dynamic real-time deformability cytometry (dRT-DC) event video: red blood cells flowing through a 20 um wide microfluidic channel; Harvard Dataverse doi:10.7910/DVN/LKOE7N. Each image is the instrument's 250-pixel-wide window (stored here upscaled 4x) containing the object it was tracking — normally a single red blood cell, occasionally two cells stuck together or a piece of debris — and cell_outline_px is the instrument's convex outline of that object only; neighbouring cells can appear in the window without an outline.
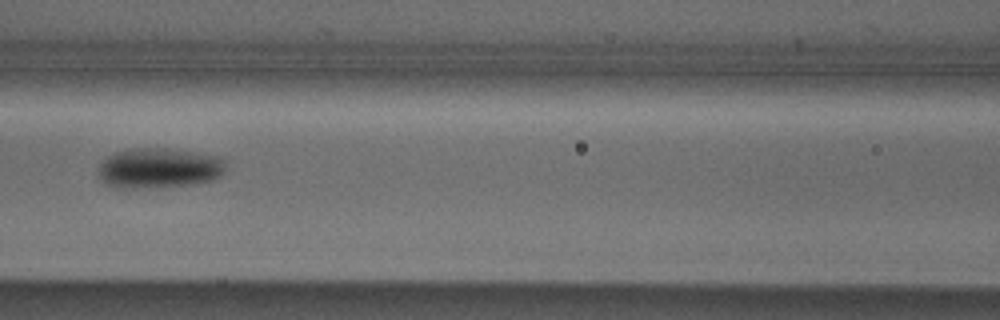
{"species": "Egyptian fruit bat (a non-hibernating species)", "species_latin": "Rousettus aegyptiacus", "temperature_condition": "cold", "stored_images_in_passage": 4, "camera_frame_rate_fps": 3000, "um_per_image_px": 0.085, "animal": {"sex": "male"}, "frame": {"image": 1, "passage_image": 4, "time_ms": 1.0, "image_size_px": [1000, 320], "cell_outline_px": [[224, 172], [220, 176], [212, 180], [196, 184], [136, 188], [112, 188], [104, 184], [96, 172], [100, 164], [108, 156], [116, 152], [128, 148], [164, 148], [220, 156], [224, 160]], "centroid_in_image_um": [13.47, 14.29], "position_along_channel_um": 153.1, "area_um2": 30.06}}